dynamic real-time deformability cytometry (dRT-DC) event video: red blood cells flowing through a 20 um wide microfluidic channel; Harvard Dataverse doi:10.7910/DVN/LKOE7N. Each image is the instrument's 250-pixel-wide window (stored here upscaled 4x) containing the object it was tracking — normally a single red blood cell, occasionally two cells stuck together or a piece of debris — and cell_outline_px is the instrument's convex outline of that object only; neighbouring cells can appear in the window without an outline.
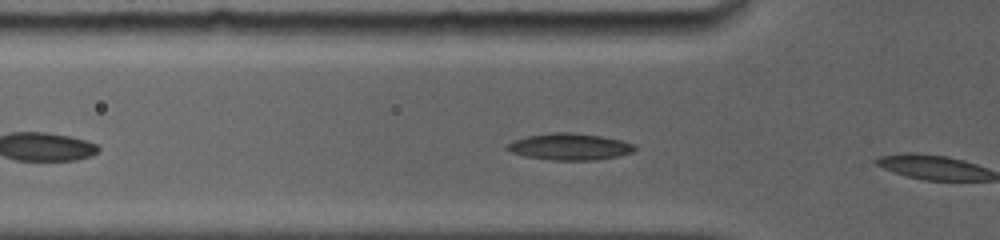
{"species": "common noctule bat (a hibernating species)", "species_latin": "Nyctalus noctula", "temperature_condition": "room temperature", "stored_images_in_passage": 5, "camera_frame_rate_fps": 5000, "um_per_image_px": 0.085, "animal": {"sex": "female", "body_mass_g": 19.0, "forearm_length_mm": 56.7}, "frame": {"image": 1, "passage_image": 3, "time_ms": 0.4, "image_size_px": [1000, 240], "cell_outline_px": [[636, 148], [632, 152], [616, 156], [596, 160], [552, 160], [524, 156], [512, 152], [504, 148], [508, 144], [524, 136], [552, 132], [572, 132], [600, 136], [620, 140], [636, 144]], "centroid_in_image_um": [48.41, 12.46], "position_along_channel_um": 77.4, "area_um2": 19.77}}